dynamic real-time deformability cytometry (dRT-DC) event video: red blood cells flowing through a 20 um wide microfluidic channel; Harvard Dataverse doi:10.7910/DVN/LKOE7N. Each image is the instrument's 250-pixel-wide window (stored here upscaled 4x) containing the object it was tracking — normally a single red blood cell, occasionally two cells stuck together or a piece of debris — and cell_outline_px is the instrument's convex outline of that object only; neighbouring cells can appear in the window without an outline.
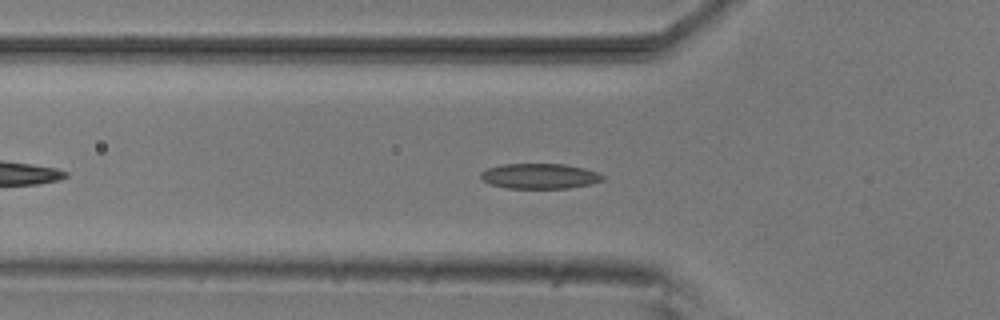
{"species": "common noctule bat (a hibernating species)", "species_latin": "Nyctalus noctula", "temperature_condition": "room temperature", "stored_images_in_passage": 45, "camera_frame_rate_fps": 3000, "um_per_image_px": 0.085, "animal": {"sex": "male", "body_mass_g": 20.5, "forearm_length_mm": 52.5}, "frame": {"image": 1, "passage_image": 9, "time_ms": 2.667, "image_size_px": [1000, 320], "cell_outline_px": [[604, 180], [592, 184], [568, 188], [508, 188], [492, 184], [484, 180], [480, 176], [480, 172], [488, 168], [504, 164], [564, 164], [584, 168], [600, 172], [604, 176]], "centroid_in_image_um": [45.93, 14.96], "position_along_channel_um": 79.9, "area_um2": 17.92}}
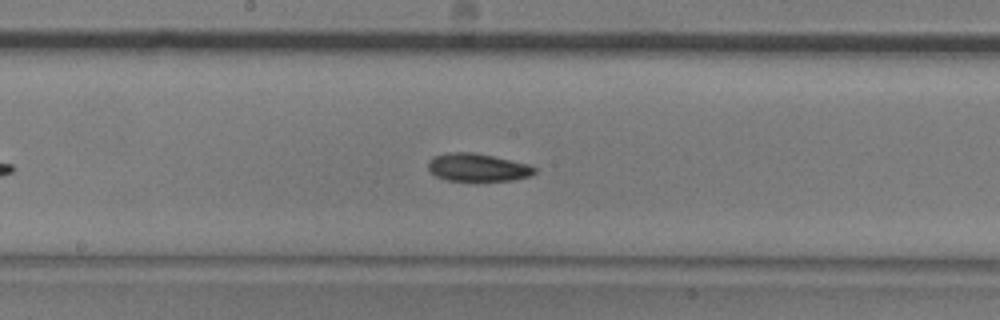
{"frame": {"image": 2, "passage_image": 19, "time_ms": 6.0, "image_size_px": [1000, 320], "cell_outline_px": [[536, 172], [528, 176], [512, 180], [448, 180], [436, 176], [428, 168], [428, 160], [432, 156], [448, 152], [472, 152], [492, 156], [528, 164], [536, 168]], "centroid_in_image_um": [40.56, 14.21], "position_along_channel_um": 207.6, "area_um2": 17.05}}
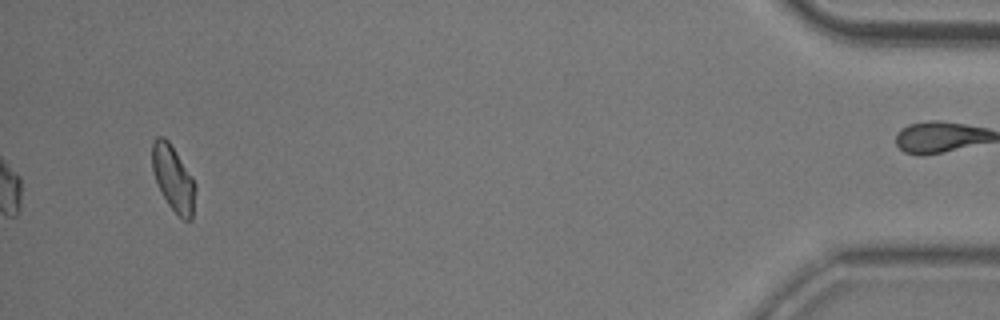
{"frame": {"image": 3, "passage_image": 42, "time_ms": 13.667, "image_size_px": [1000, 320], "cell_outline_px": [[196, 188], [192, 220], [184, 220], [168, 204], [156, 184], [152, 168], [152, 144], [156, 136], [164, 136], [168, 140], [176, 152], [196, 184]], "centroid_in_image_um": [14.72, 15.15], "position_along_channel_um": 420.5, "area_um2": 16.42}, "authors_computed_cell_mechanics": {"area_um2": 17.1666, "velocity_mm_per_s": 3.8058, "shape_relaxation_time_tau1_ms": 6.1173, "shape_relaxation_time_tau2_ms": null, "deformation_change_tau1": 0.1295, "deformation_change_tau2": null}}